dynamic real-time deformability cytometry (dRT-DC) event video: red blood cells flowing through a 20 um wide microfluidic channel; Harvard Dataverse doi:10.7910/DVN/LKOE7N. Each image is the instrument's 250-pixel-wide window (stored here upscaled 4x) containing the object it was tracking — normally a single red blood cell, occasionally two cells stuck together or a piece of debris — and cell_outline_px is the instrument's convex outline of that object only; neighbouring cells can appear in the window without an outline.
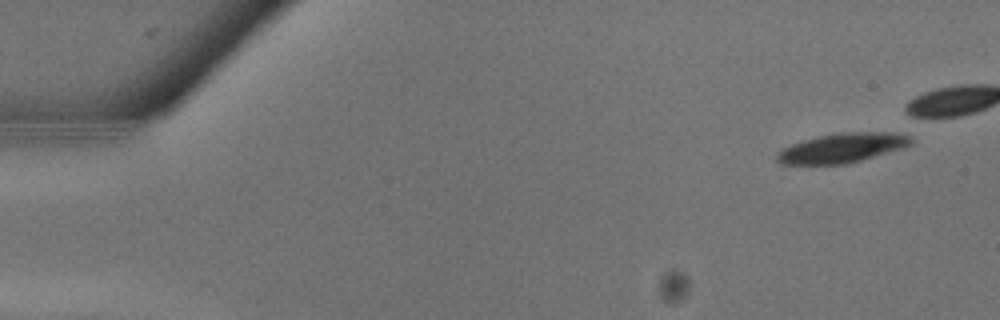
{"species": "common noctule bat (a hibernating species)", "species_latin": "Nyctalus noctula", "temperature_condition": "warm", "stored_images_in_passage": 12, "camera_frame_rate_fps": 3000, "um_per_image_px": 0.085, "animal": {"sex": "male", "body_mass_g": 13.3}, "frame": {"image": 1, "passage_image": 1, "time_ms": 0.0, "image_size_px": [1000, 320], "cell_outline_px": [[912, 144], [904, 148], [848, 164], [780, 164], [776, 160], [776, 152], [792, 144], [804, 140], [820, 136], [840, 132], [892, 132], [908, 136], [912, 140]], "centroid_in_image_um": [71.59, 12.58], "position_along_channel_um": 13.4, "area_um2": 23.0}}
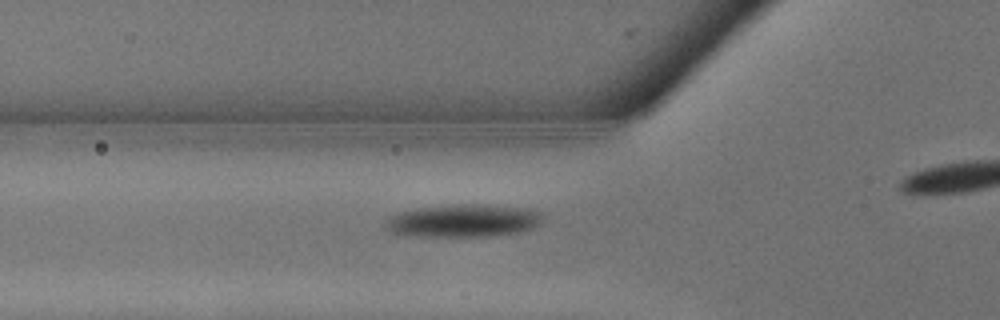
{"frame": {"image": 2, "passage_image": 9, "time_ms": 2.667, "image_size_px": [1000, 320], "cell_outline_px": [[540, 224], [532, 228], [520, 232], [492, 236], [420, 236], [392, 232], [384, 228], [384, 224], [392, 216], [416, 208], [452, 204], [476, 204], [516, 208], [540, 212]], "centroid_in_image_um": [39.36, 18.77], "position_along_channel_um": 86.4, "area_um2": 29.36}}